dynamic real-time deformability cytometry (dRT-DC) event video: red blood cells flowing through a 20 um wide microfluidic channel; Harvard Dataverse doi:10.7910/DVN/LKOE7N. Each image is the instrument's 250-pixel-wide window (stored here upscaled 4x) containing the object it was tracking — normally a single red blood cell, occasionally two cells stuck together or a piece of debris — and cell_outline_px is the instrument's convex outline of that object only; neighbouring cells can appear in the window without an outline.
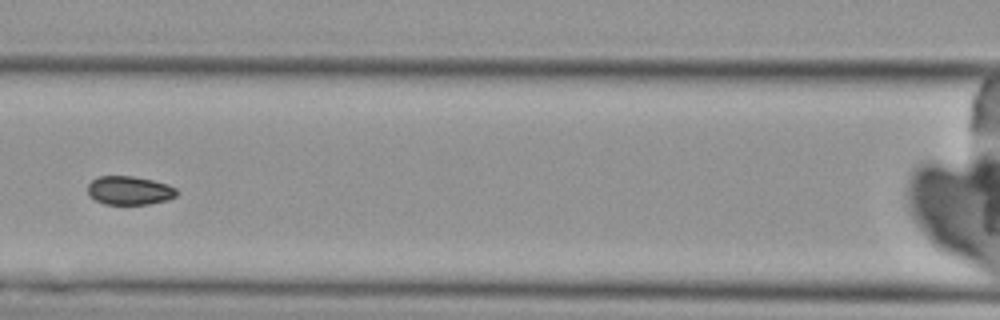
{"species": "Egyptian fruit bat (a non-hibernating species)", "species_latin": "Rousettus aegyptiacus", "temperature_condition": "cold", "stored_images_in_passage": 6, "camera_frame_rate_fps": 3000, "um_per_image_px": 0.085, "animal": {"sex": "female"}, "frame": {"image": 1, "passage_image": 4, "time_ms": 3.667, "image_size_px": [1000, 320], "cell_outline_px": [[176, 196], [168, 200], [148, 204], [104, 204], [88, 196], [88, 184], [92, 180], [100, 176], [132, 176], [152, 180], [168, 184], [176, 188]], "centroid_in_image_um": [10.99, 16.19], "position_along_channel_um": 155.6, "area_um2": 14.85}}
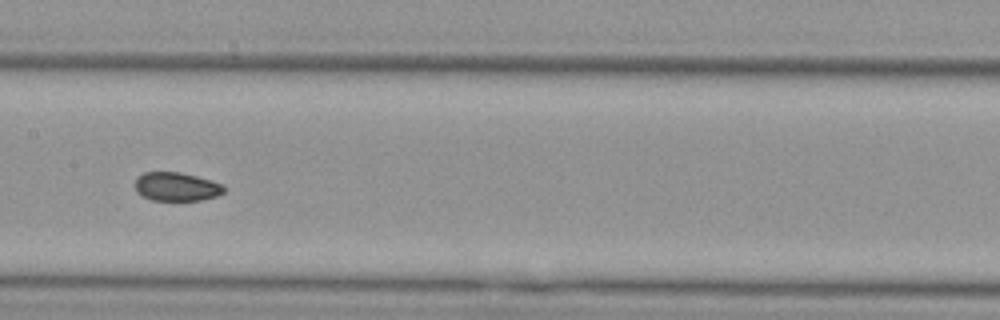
{"frame": {"image": 2, "passage_image": 5, "time_ms": 4.667, "image_size_px": [1000, 320], "cell_outline_px": [[224, 192], [216, 196], [200, 200], [152, 200], [136, 192], [136, 180], [144, 172], [180, 172], [212, 180], [224, 184]], "centroid_in_image_um": [15.03, 15.86], "position_along_channel_um": 192.4, "area_um2": 14.74}}
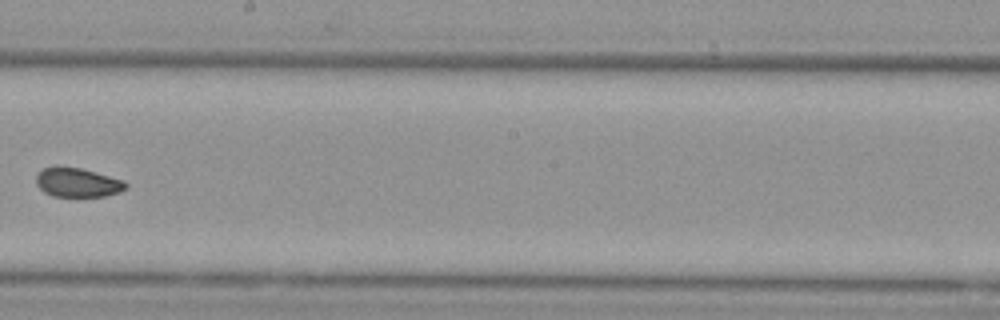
{"frame": {"image": 3, "passage_image": 6, "time_ms": 6.0, "image_size_px": [1000, 320], "cell_outline_px": [[128, 188], [120, 192], [104, 196], [52, 196], [44, 192], [36, 184], [36, 176], [44, 168], [56, 164], [80, 168], [96, 172], [124, 180], [128, 184]], "centroid_in_image_um": [6.59, 15.49], "position_along_channel_um": 241.6, "area_um2": 15.49}}